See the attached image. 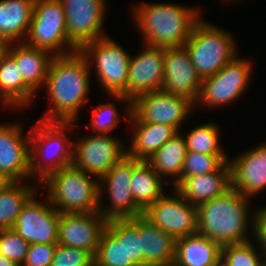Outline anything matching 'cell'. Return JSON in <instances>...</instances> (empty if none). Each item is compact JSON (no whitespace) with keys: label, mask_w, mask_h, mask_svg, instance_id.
Segmentation results:
<instances>
[{"label":"cell","mask_w":266,"mask_h":266,"mask_svg":"<svg viewBox=\"0 0 266 266\" xmlns=\"http://www.w3.org/2000/svg\"><path fill=\"white\" fill-rule=\"evenodd\" d=\"M91 66L77 50L67 55H55L44 86L50 100L49 109L40 121L76 122L91 84Z\"/></svg>","instance_id":"1"},{"label":"cell","mask_w":266,"mask_h":266,"mask_svg":"<svg viewBox=\"0 0 266 266\" xmlns=\"http://www.w3.org/2000/svg\"><path fill=\"white\" fill-rule=\"evenodd\" d=\"M250 200L231 188L225 194L200 204L197 206V233L221 247L250 241L248 234L251 233L248 232L253 231L255 214Z\"/></svg>","instance_id":"2"},{"label":"cell","mask_w":266,"mask_h":266,"mask_svg":"<svg viewBox=\"0 0 266 266\" xmlns=\"http://www.w3.org/2000/svg\"><path fill=\"white\" fill-rule=\"evenodd\" d=\"M201 9L176 3H141L133 11L143 44L158 48L183 47L195 23L202 17Z\"/></svg>","instance_id":"3"},{"label":"cell","mask_w":266,"mask_h":266,"mask_svg":"<svg viewBox=\"0 0 266 266\" xmlns=\"http://www.w3.org/2000/svg\"><path fill=\"white\" fill-rule=\"evenodd\" d=\"M77 122L40 121L30 129L31 176L39 183L72 164L73 141L67 135Z\"/></svg>","instance_id":"4"},{"label":"cell","mask_w":266,"mask_h":266,"mask_svg":"<svg viewBox=\"0 0 266 266\" xmlns=\"http://www.w3.org/2000/svg\"><path fill=\"white\" fill-rule=\"evenodd\" d=\"M40 183L59 213L99 212V180L72 164L50 173Z\"/></svg>","instance_id":"5"},{"label":"cell","mask_w":266,"mask_h":266,"mask_svg":"<svg viewBox=\"0 0 266 266\" xmlns=\"http://www.w3.org/2000/svg\"><path fill=\"white\" fill-rule=\"evenodd\" d=\"M125 50L115 40L106 36L85 44L80 52L85 56L90 66L94 61L95 78L104 92L108 93L113 101L127 104L125 114L129 120L131 100L127 98V81L131 55Z\"/></svg>","instance_id":"6"},{"label":"cell","mask_w":266,"mask_h":266,"mask_svg":"<svg viewBox=\"0 0 266 266\" xmlns=\"http://www.w3.org/2000/svg\"><path fill=\"white\" fill-rule=\"evenodd\" d=\"M232 33L200 18L184 47L202 79L215 75L237 55Z\"/></svg>","instance_id":"7"},{"label":"cell","mask_w":266,"mask_h":266,"mask_svg":"<svg viewBox=\"0 0 266 266\" xmlns=\"http://www.w3.org/2000/svg\"><path fill=\"white\" fill-rule=\"evenodd\" d=\"M27 45L54 55H67L78 49L69 41L64 8L59 0H35Z\"/></svg>","instance_id":"8"},{"label":"cell","mask_w":266,"mask_h":266,"mask_svg":"<svg viewBox=\"0 0 266 266\" xmlns=\"http://www.w3.org/2000/svg\"><path fill=\"white\" fill-rule=\"evenodd\" d=\"M253 62L238 55L228 62L215 75L202 79L198 100L195 103L204 107H218L233 104L244 96L251 86Z\"/></svg>","instance_id":"9"},{"label":"cell","mask_w":266,"mask_h":266,"mask_svg":"<svg viewBox=\"0 0 266 266\" xmlns=\"http://www.w3.org/2000/svg\"><path fill=\"white\" fill-rule=\"evenodd\" d=\"M132 173L133 158L125 155L99 180V213L107 221L132 219L143 215V211L136 205L133 198ZM106 192L110 205L104 204L105 201H103Z\"/></svg>","instance_id":"10"},{"label":"cell","mask_w":266,"mask_h":266,"mask_svg":"<svg viewBox=\"0 0 266 266\" xmlns=\"http://www.w3.org/2000/svg\"><path fill=\"white\" fill-rule=\"evenodd\" d=\"M112 134L83 135L73 140L72 165L100 180L127 155V147Z\"/></svg>","instance_id":"11"},{"label":"cell","mask_w":266,"mask_h":266,"mask_svg":"<svg viewBox=\"0 0 266 266\" xmlns=\"http://www.w3.org/2000/svg\"><path fill=\"white\" fill-rule=\"evenodd\" d=\"M195 104L186 97L152 91L135 97L131 101V114L139 121L166 124L179 132Z\"/></svg>","instance_id":"12"},{"label":"cell","mask_w":266,"mask_h":266,"mask_svg":"<svg viewBox=\"0 0 266 266\" xmlns=\"http://www.w3.org/2000/svg\"><path fill=\"white\" fill-rule=\"evenodd\" d=\"M64 8L69 41L80 50L85 44L104 38L106 0H59Z\"/></svg>","instance_id":"13"},{"label":"cell","mask_w":266,"mask_h":266,"mask_svg":"<svg viewBox=\"0 0 266 266\" xmlns=\"http://www.w3.org/2000/svg\"><path fill=\"white\" fill-rule=\"evenodd\" d=\"M173 191L174 195H163L149 206L143 216L175 239L197 234V206Z\"/></svg>","instance_id":"14"},{"label":"cell","mask_w":266,"mask_h":266,"mask_svg":"<svg viewBox=\"0 0 266 266\" xmlns=\"http://www.w3.org/2000/svg\"><path fill=\"white\" fill-rule=\"evenodd\" d=\"M36 194L23 206L12 229L29 244H58L60 213L47 196L41 202Z\"/></svg>","instance_id":"15"},{"label":"cell","mask_w":266,"mask_h":266,"mask_svg":"<svg viewBox=\"0 0 266 266\" xmlns=\"http://www.w3.org/2000/svg\"><path fill=\"white\" fill-rule=\"evenodd\" d=\"M22 122L0 123V171L14 181H34L30 168V130L24 136Z\"/></svg>","instance_id":"16"},{"label":"cell","mask_w":266,"mask_h":266,"mask_svg":"<svg viewBox=\"0 0 266 266\" xmlns=\"http://www.w3.org/2000/svg\"><path fill=\"white\" fill-rule=\"evenodd\" d=\"M106 225L99 212L60 213L58 244L83 249L95 257Z\"/></svg>","instance_id":"17"},{"label":"cell","mask_w":266,"mask_h":266,"mask_svg":"<svg viewBox=\"0 0 266 266\" xmlns=\"http://www.w3.org/2000/svg\"><path fill=\"white\" fill-rule=\"evenodd\" d=\"M202 78L198 74L186 48H164V81L162 91L188 98L194 104L198 100Z\"/></svg>","instance_id":"18"},{"label":"cell","mask_w":266,"mask_h":266,"mask_svg":"<svg viewBox=\"0 0 266 266\" xmlns=\"http://www.w3.org/2000/svg\"><path fill=\"white\" fill-rule=\"evenodd\" d=\"M144 49L131 55L128 67L127 98L161 90L164 81V48L143 44Z\"/></svg>","instance_id":"19"},{"label":"cell","mask_w":266,"mask_h":266,"mask_svg":"<svg viewBox=\"0 0 266 266\" xmlns=\"http://www.w3.org/2000/svg\"><path fill=\"white\" fill-rule=\"evenodd\" d=\"M231 188L254 198L266 189V142L228 159Z\"/></svg>","instance_id":"20"},{"label":"cell","mask_w":266,"mask_h":266,"mask_svg":"<svg viewBox=\"0 0 266 266\" xmlns=\"http://www.w3.org/2000/svg\"><path fill=\"white\" fill-rule=\"evenodd\" d=\"M173 188L185 200L195 206L221 196L231 189L229 162H225L214 172L184 177Z\"/></svg>","instance_id":"21"},{"label":"cell","mask_w":266,"mask_h":266,"mask_svg":"<svg viewBox=\"0 0 266 266\" xmlns=\"http://www.w3.org/2000/svg\"><path fill=\"white\" fill-rule=\"evenodd\" d=\"M133 132L127 155L136 160L147 161L169 139L179 131L166 124L148 123L137 120L132 114L128 120Z\"/></svg>","instance_id":"22"},{"label":"cell","mask_w":266,"mask_h":266,"mask_svg":"<svg viewBox=\"0 0 266 266\" xmlns=\"http://www.w3.org/2000/svg\"><path fill=\"white\" fill-rule=\"evenodd\" d=\"M8 54L15 60L24 82L38 93L45 84L55 55L48 50L27 45L25 42L11 43Z\"/></svg>","instance_id":"23"},{"label":"cell","mask_w":266,"mask_h":266,"mask_svg":"<svg viewBox=\"0 0 266 266\" xmlns=\"http://www.w3.org/2000/svg\"><path fill=\"white\" fill-rule=\"evenodd\" d=\"M139 233L144 253V264L172 266L175 261L176 239L153 225L143 215L139 216Z\"/></svg>","instance_id":"24"},{"label":"cell","mask_w":266,"mask_h":266,"mask_svg":"<svg viewBox=\"0 0 266 266\" xmlns=\"http://www.w3.org/2000/svg\"><path fill=\"white\" fill-rule=\"evenodd\" d=\"M35 93L23 80L15 60L7 53L0 64V103L3 106L28 109Z\"/></svg>","instance_id":"25"},{"label":"cell","mask_w":266,"mask_h":266,"mask_svg":"<svg viewBox=\"0 0 266 266\" xmlns=\"http://www.w3.org/2000/svg\"><path fill=\"white\" fill-rule=\"evenodd\" d=\"M35 0H0V39L9 43L27 38Z\"/></svg>","instance_id":"26"},{"label":"cell","mask_w":266,"mask_h":266,"mask_svg":"<svg viewBox=\"0 0 266 266\" xmlns=\"http://www.w3.org/2000/svg\"><path fill=\"white\" fill-rule=\"evenodd\" d=\"M220 257L221 246L197 233L176 239L173 266H214L220 261Z\"/></svg>","instance_id":"27"},{"label":"cell","mask_w":266,"mask_h":266,"mask_svg":"<svg viewBox=\"0 0 266 266\" xmlns=\"http://www.w3.org/2000/svg\"><path fill=\"white\" fill-rule=\"evenodd\" d=\"M167 179L163 180L145 160L133 158L131 189L136 205L144 212L149 206L161 198Z\"/></svg>","instance_id":"28"},{"label":"cell","mask_w":266,"mask_h":266,"mask_svg":"<svg viewBox=\"0 0 266 266\" xmlns=\"http://www.w3.org/2000/svg\"><path fill=\"white\" fill-rule=\"evenodd\" d=\"M181 133L180 131L169 139L147 160L163 180L165 177H171L172 187L181 180V171L187 153L185 138Z\"/></svg>","instance_id":"29"},{"label":"cell","mask_w":266,"mask_h":266,"mask_svg":"<svg viewBox=\"0 0 266 266\" xmlns=\"http://www.w3.org/2000/svg\"><path fill=\"white\" fill-rule=\"evenodd\" d=\"M31 181H15L0 190V229H12L23 206L37 192L36 184Z\"/></svg>","instance_id":"30"},{"label":"cell","mask_w":266,"mask_h":266,"mask_svg":"<svg viewBox=\"0 0 266 266\" xmlns=\"http://www.w3.org/2000/svg\"><path fill=\"white\" fill-rule=\"evenodd\" d=\"M106 229L116 239H124L125 266L144 264L139 233V216L132 219L108 220Z\"/></svg>","instance_id":"31"},{"label":"cell","mask_w":266,"mask_h":266,"mask_svg":"<svg viewBox=\"0 0 266 266\" xmlns=\"http://www.w3.org/2000/svg\"><path fill=\"white\" fill-rule=\"evenodd\" d=\"M219 131V127L213 122L192 127L184 137L187 151L211 155H227L221 148L222 146H220Z\"/></svg>","instance_id":"32"},{"label":"cell","mask_w":266,"mask_h":266,"mask_svg":"<svg viewBox=\"0 0 266 266\" xmlns=\"http://www.w3.org/2000/svg\"><path fill=\"white\" fill-rule=\"evenodd\" d=\"M256 245L250 240L222 246L220 261L224 266H265L266 256Z\"/></svg>","instance_id":"33"},{"label":"cell","mask_w":266,"mask_h":266,"mask_svg":"<svg viewBox=\"0 0 266 266\" xmlns=\"http://www.w3.org/2000/svg\"><path fill=\"white\" fill-rule=\"evenodd\" d=\"M228 159L229 156L227 155H211L187 151L181 171V179L214 172L225 162H228Z\"/></svg>","instance_id":"34"},{"label":"cell","mask_w":266,"mask_h":266,"mask_svg":"<svg viewBox=\"0 0 266 266\" xmlns=\"http://www.w3.org/2000/svg\"><path fill=\"white\" fill-rule=\"evenodd\" d=\"M94 262L98 266H125L124 239H116L105 229L101 235Z\"/></svg>","instance_id":"35"},{"label":"cell","mask_w":266,"mask_h":266,"mask_svg":"<svg viewBox=\"0 0 266 266\" xmlns=\"http://www.w3.org/2000/svg\"><path fill=\"white\" fill-rule=\"evenodd\" d=\"M115 102H107L97 105L91 112L90 123L87 126L96 131V134H111L113 129L120 122V114Z\"/></svg>","instance_id":"36"},{"label":"cell","mask_w":266,"mask_h":266,"mask_svg":"<svg viewBox=\"0 0 266 266\" xmlns=\"http://www.w3.org/2000/svg\"><path fill=\"white\" fill-rule=\"evenodd\" d=\"M29 243L13 229H0V253L12 262L22 266Z\"/></svg>","instance_id":"37"},{"label":"cell","mask_w":266,"mask_h":266,"mask_svg":"<svg viewBox=\"0 0 266 266\" xmlns=\"http://www.w3.org/2000/svg\"><path fill=\"white\" fill-rule=\"evenodd\" d=\"M94 256L83 249L57 244L51 266H91Z\"/></svg>","instance_id":"38"},{"label":"cell","mask_w":266,"mask_h":266,"mask_svg":"<svg viewBox=\"0 0 266 266\" xmlns=\"http://www.w3.org/2000/svg\"><path fill=\"white\" fill-rule=\"evenodd\" d=\"M57 244H29L22 266H51Z\"/></svg>","instance_id":"39"},{"label":"cell","mask_w":266,"mask_h":266,"mask_svg":"<svg viewBox=\"0 0 266 266\" xmlns=\"http://www.w3.org/2000/svg\"><path fill=\"white\" fill-rule=\"evenodd\" d=\"M255 214L253 218V231L252 235L255 241L254 244H258V250L260 249L266 256V206L255 208ZM260 246V247H259Z\"/></svg>","instance_id":"40"},{"label":"cell","mask_w":266,"mask_h":266,"mask_svg":"<svg viewBox=\"0 0 266 266\" xmlns=\"http://www.w3.org/2000/svg\"><path fill=\"white\" fill-rule=\"evenodd\" d=\"M14 182L15 181L10 176H8L5 172L0 171V190H3L9 187Z\"/></svg>","instance_id":"41"},{"label":"cell","mask_w":266,"mask_h":266,"mask_svg":"<svg viewBox=\"0 0 266 266\" xmlns=\"http://www.w3.org/2000/svg\"><path fill=\"white\" fill-rule=\"evenodd\" d=\"M11 43L8 41L0 39V64L3 58L7 55Z\"/></svg>","instance_id":"42"},{"label":"cell","mask_w":266,"mask_h":266,"mask_svg":"<svg viewBox=\"0 0 266 266\" xmlns=\"http://www.w3.org/2000/svg\"><path fill=\"white\" fill-rule=\"evenodd\" d=\"M0 266H19L0 253Z\"/></svg>","instance_id":"43"},{"label":"cell","mask_w":266,"mask_h":266,"mask_svg":"<svg viewBox=\"0 0 266 266\" xmlns=\"http://www.w3.org/2000/svg\"><path fill=\"white\" fill-rule=\"evenodd\" d=\"M222 2H225V3H227L228 4V2L230 3V2H232L233 3V1H235V0H221ZM237 1V0H236Z\"/></svg>","instance_id":"44"},{"label":"cell","mask_w":266,"mask_h":266,"mask_svg":"<svg viewBox=\"0 0 266 266\" xmlns=\"http://www.w3.org/2000/svg\"><path fill=\"white\" fill-rule=\"evenodd\" d=\"M214 266H224L223 264H222V262L221 261H219L216 265H214Z\"/></svg>","instance_id":"45"},{"label":"cell","mask_w":266,"mask_h":266,"mask_svg":"<svg viewBox=\"0 0 266 266\" xmlns=\"http://www.w3.org/2000/svg\"><path fill=\"white\" fill-rule=\"evenodd\" d=\"M134 266H149V265H146V264H137V265H134Z\"/></svg>","instance_id":"46"},{"label":"cell","mask_w":266,"mask_h":266,"mask_svg":"<svg viewBox=\"0 0 266 266\" xmlns=\"http://www.w3.org/2000/svg\"><path fill=\"white\" fill-rule=\"evenodd\" d=\"M91 266H98L95 262Z\"/></svg>","instance_id":"47"}]
</instances>
